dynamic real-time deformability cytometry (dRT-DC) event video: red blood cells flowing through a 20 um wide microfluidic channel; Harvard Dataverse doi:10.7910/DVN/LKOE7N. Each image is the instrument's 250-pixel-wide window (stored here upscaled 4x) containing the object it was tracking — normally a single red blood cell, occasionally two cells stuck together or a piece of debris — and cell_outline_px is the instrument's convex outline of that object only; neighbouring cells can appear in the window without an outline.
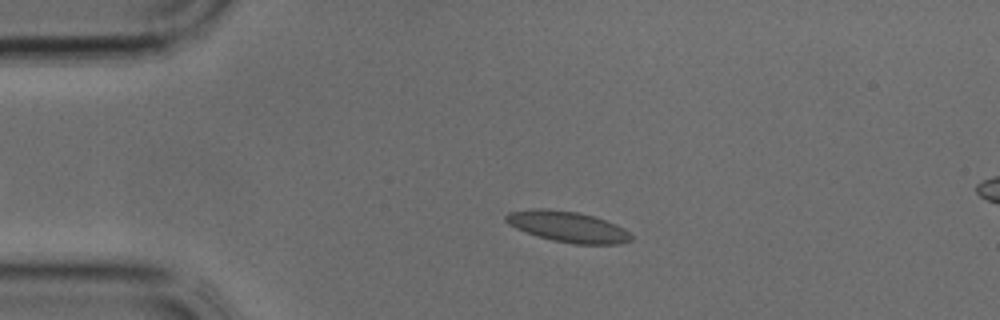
{"species": "common noctule bat (a hibernating species)", "species_latin": "Nyctalus noctula", "temperature_condition": "cold", "stored_images_in_passage": 11, "camera_frame_rate_fps": 3000, "um_per_image_px": 0.085, "animal": {"sex": "male", "body_mass_g": 17.9, "forearm_length_mm": 54.2}, "frame": {"image": 1, "passage_image": 7, "time_ms": 2.0, "image_size_px": [1000, 320], "cell_outline_px": [[632, 240], [620, 244], [576, 244], [552, 240], [536, 236], [516, 228], [508, 224], [504, 220], [504, 216], [508, 212], [536, 208], [548, 208], [576, 212], [592, 216], [616, 224], [624, 228], [632, 236]], "centroid_in_image_um": [48.23, 19.27], "position_along_channel_um": 36.8, "area_um2": 22.48}}